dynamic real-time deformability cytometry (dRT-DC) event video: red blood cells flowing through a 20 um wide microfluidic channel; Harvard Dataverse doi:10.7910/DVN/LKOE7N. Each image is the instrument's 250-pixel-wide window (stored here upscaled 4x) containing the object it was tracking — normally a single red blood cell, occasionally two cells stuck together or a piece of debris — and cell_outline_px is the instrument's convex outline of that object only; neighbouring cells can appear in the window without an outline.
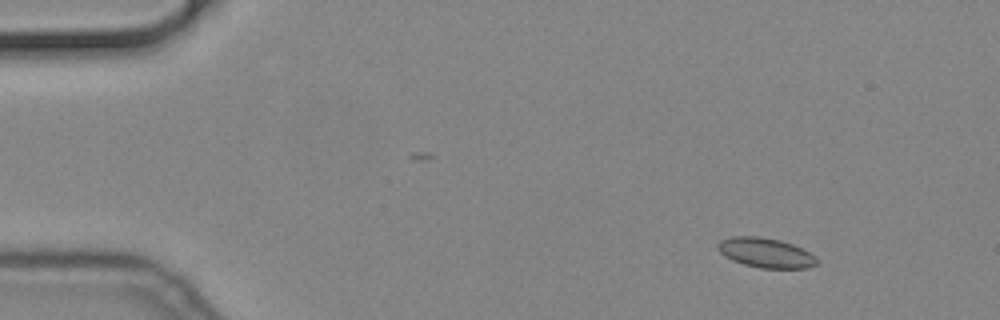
{"species": "common noctule bat (a hibernating species)", "species_latin": "Nyctalus noctula", "temperature_condition": "cold", "stored_images_in_passage": 55, "camera_frame_rate_fps": 3000, "um_per_image_px": 0.085, "animal": {"sex": "male", "body_mass_g": 19.2, "forearm_length_mm": 51.8}, "frame": {"image": 1, "passage_image": 5, "time_ms": 1.333, "image_size_px": [1000, 320], "cell_outline_px": [[820, 260], [816, 264], [808, 268], [760, 268], [744, 264], [732, 260], [724, 256], [716, 248], [716, 244], [720, 240], [732, 236], [760, 236], [780, 240], [792, 244], [816, 256]], "centroid_in_image_um": [65.06, 21.48], "position_along_channel_um": 19.9, "area_um2": 17.28}}
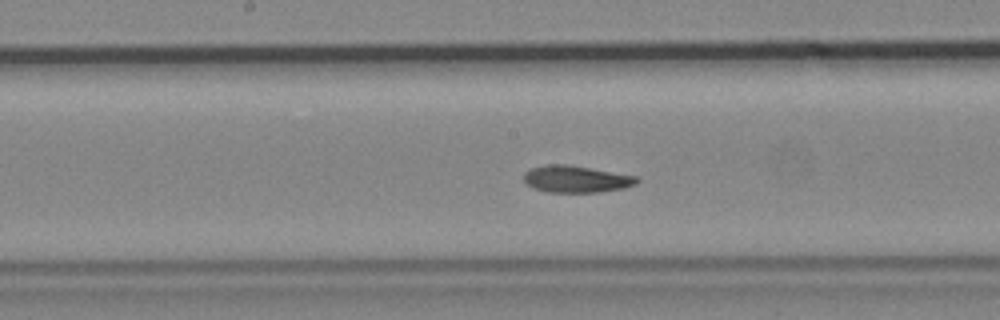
{"frame": {"image": 2, "passage_image": 28, "time_ms": 9.0, "image_size_px": [1000, 320], "cell_outline_px": [[640, 180], [636, 184], [624, 188], [596, 192], [548, 192], [532, 188], [524, 180], [524, 172], [532, 168], [548, 164], [568, 164], [636, 176]], "centroid_in_image_um": [48.96, 15.22], "position_along_channel_um": 199.2, "area_um2": 17.63}}
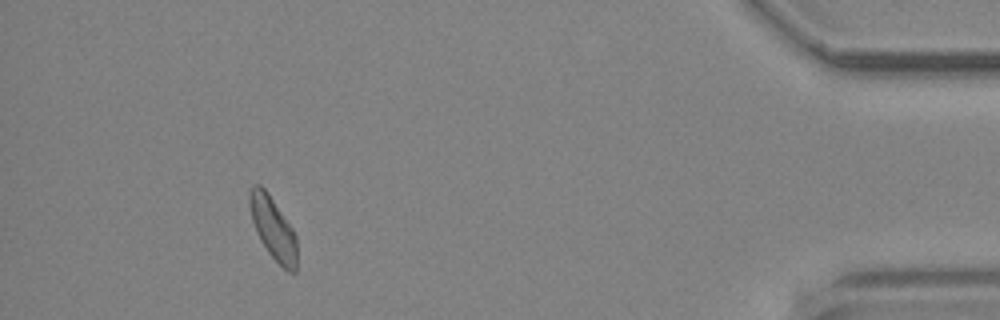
{"frame": {"image": 3, "passage_image": 51, "time_ms": 16.667, "image_size_px": [1000, 320], "cell_outline_px": [[296, 272], [288, 272], [268, 252], [260, 240], [256, 232], [252, 220], [248, 204], [248, 192], [252, 184], [260, 184], [268, 192], [292, 228], [296, 236]], "centroid_in_image_um": [23.17, 19.35], "position_along_channel_um": 412.0, "area_um2": 17.22}}